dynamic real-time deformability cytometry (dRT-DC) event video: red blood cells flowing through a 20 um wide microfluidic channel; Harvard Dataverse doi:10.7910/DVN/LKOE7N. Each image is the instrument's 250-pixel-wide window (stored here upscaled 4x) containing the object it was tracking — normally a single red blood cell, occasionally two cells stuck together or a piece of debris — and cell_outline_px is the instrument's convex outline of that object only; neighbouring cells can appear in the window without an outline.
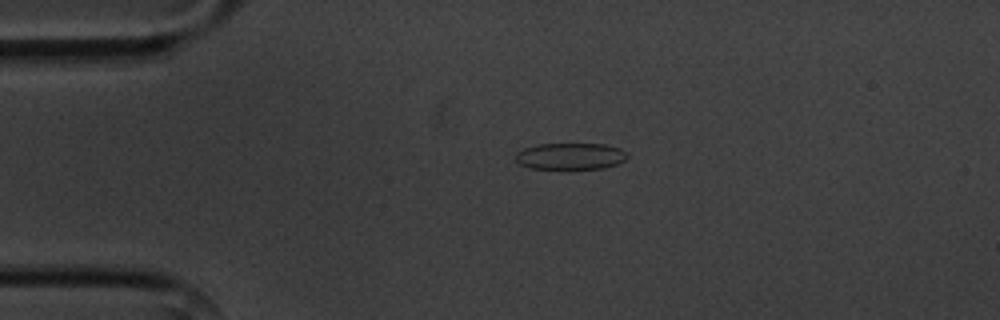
{"species": "common noctule bat (a hibernating species)", "species_latin": "Nyctalus noctula", "temperature_condition": "cold", "stored_images_in_passage": 3, "camera_frame_rate_fps": 3000, "um_per_image_px": 0.085, "animal": {"sex": "male", "body_mass_g": 20.1, "forearm_length_mm": 53.5}, "frame": {"image": 1, "passage_image": 2, "time_ms": 1.333, "image_size_px": [1000, 320], "cell_outline_px": [[628, 156], [624, 160], [616, 164], [604, 168], [568, 172], [560, 172], [528, 168], [520, 164], [516, 160], [516, 152], [524, 148], [536, 144], [604, 144], [620, 148]], "centroid_in_image_um": [48.43, 13.34], "position_along_channel_um": 36.6, "area_um2": 18.32}}